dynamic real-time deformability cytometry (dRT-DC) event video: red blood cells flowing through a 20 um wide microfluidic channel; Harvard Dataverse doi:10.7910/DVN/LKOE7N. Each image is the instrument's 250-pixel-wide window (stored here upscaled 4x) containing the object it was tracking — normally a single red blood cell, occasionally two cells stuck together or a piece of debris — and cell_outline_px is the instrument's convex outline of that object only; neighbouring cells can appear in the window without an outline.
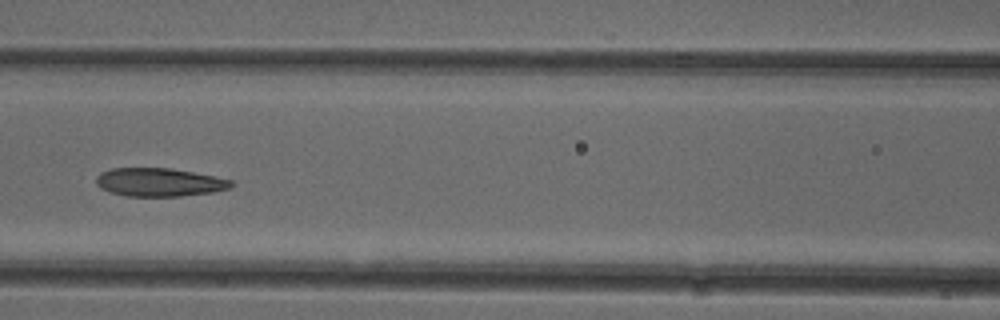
{"species": "common noctule bat (a hibernating species)", "species_latin": "Nyctalus noctula", "temperature_condition": "cold", "stored_images_in_passage": 52, "camera_frame_rate_fps": 3000, "um_per_image_px": 0.085, "animal": {"sex": "female"}, "frame": {"image": 1, "passage_image": 23, "time_ms": 7.333, "image_size_px": [1000, 320], "cell_outline_px": [[236, 184], [228, 188], [212, 192], [180, 196], [128, 196], [112, 192], [100, 188], [96, 184], [96, 176], [100, 172], [112, 168], [168, 168], [192, 172], [232, 180]], "centroid_in_image_um": [13.51, 15.48], "position_along_channel_um": 153.1, "area_um2": 22.14}}
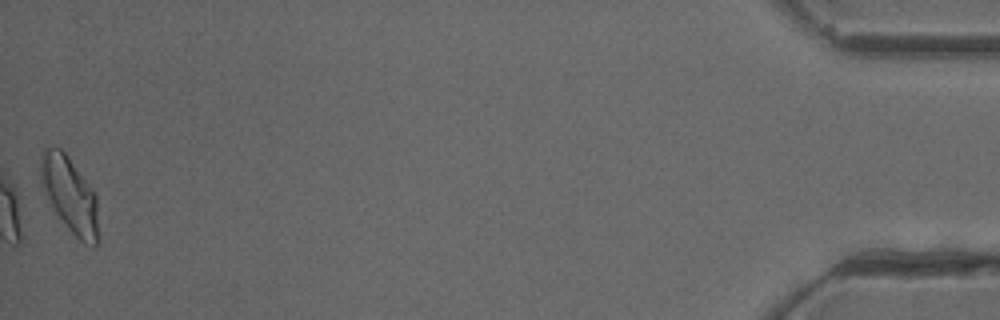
{"frame": {"image": 2, "passage_image": 52, "time_ms": 17.0, "image_size_px": [1000, 320], "cell_outline_px": [[100, 240], [92, 248], [84, 244], [68, 228], [56, 212], [40, 180], [40, 156], [44, 148], [60, 148], [64, 152], [88, 184], [96, 196]], "centroid_in_image_um": [5.97, 16.61], "position_along_channel_um": 429.2, "area_um2": 25.09}, "authors_computed_cell_mechanics": {"area_um2": 23.5824, "velocity_mm_per_s": 3.8946, "shape_relaxation_time_tau1_ms": 7.4037, "shape_relaxation_time_tau2_ms": 2.5235, "deformation_change_tau1": 0.181, "deformation_change_tau2": 0.1002}}